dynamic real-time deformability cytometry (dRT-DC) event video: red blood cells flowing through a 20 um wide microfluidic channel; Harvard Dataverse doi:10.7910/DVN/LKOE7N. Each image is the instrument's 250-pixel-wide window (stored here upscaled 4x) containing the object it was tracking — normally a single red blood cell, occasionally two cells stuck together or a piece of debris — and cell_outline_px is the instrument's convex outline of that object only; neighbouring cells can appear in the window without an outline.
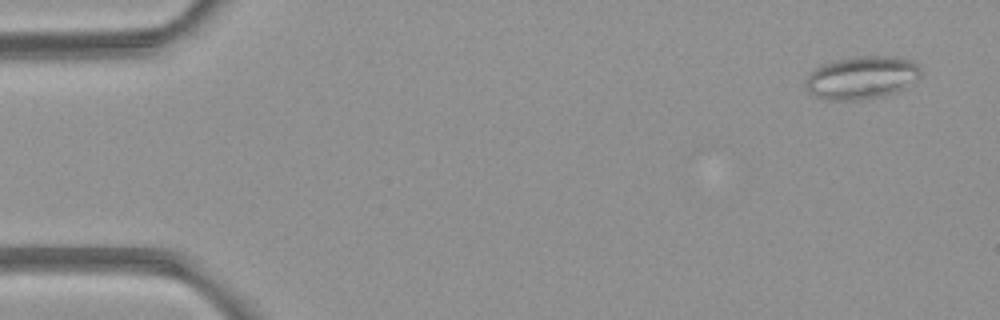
{"species": "common noctule bat (a hibernating species)", "species_latin": "Nyctalus noctula", "temperature_condition": "room temperature", "stored_images_in_passage": 4, "camera_frame_rate_fps": 3000, "um_per_image_px": 0.085, "animal": {"sex": "female", "body_mass_g": 21.9}, "frame": {"image": 1, "passage_image": 1, "time_ms": 0.0, "image_size_px": [1000, 320], "cell_outline_px": [[920, 76], [904, 88], [896, 92], [884, 96], [864, 100], [824, 100], [808, 92], [808, 76], [816, 68], [824, 64], [836, 60], [856, 56], [896, 56], [916, 60], [920, 68]], "centroid_in_image_um": [73.31, 6.59], "position_along_channel_um": 11.7, "area_um2": 28.84}}